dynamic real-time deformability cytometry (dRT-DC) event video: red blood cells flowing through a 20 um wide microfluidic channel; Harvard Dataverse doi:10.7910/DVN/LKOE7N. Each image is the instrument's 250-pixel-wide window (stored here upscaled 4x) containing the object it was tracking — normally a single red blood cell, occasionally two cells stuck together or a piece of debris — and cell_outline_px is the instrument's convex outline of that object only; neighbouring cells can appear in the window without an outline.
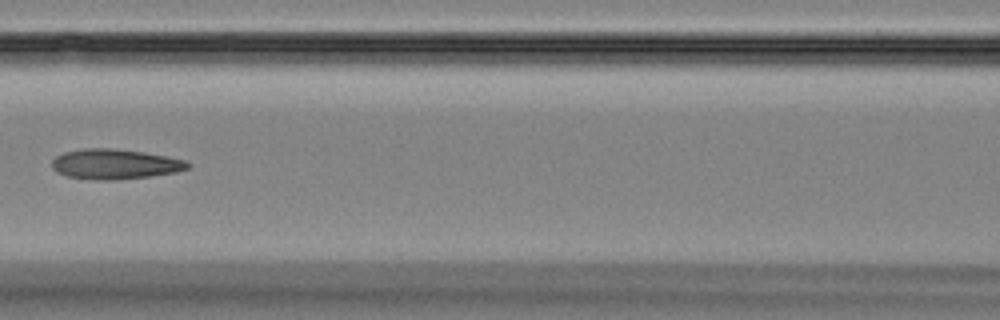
{"species": "Egyptian fruit bat (a non-hibernating species)", "species_latin": "Rousettus aegyptiacus", "temperature_condition": "room temperature", "stored_images_in_passage": 8, "camera_frame_rate_fps": 3000, "um_per_image_px": 0.085, "animal": {"sex": "female"}, "frame": {"image": 1, "passage_image": 6, "time_ms": 6.0, "image_size_px": [1000, 320], "cell_outline_px": [[192, 164], [188, 168], [176, 172], [148, 176], [116, 180], [96, 180], [68, 176], [56, 172], [52, 168], [52, 160], [56, 156], [64, 152], [84, 148], [112, 148], [144, 152], [168, 156], [188, 160]], "centroid_in_image_um": [9.79, 13.94], "position_along_channel_um": 156.8, "area_um2": 23.93}}
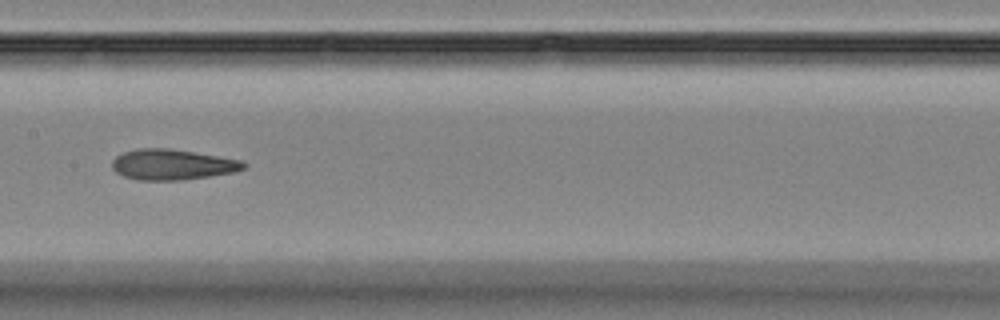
{"frame": {"image": 2, "passage_image": 7, "time_ms": 7.0, "image_size_px": [1000, 320], "cell_outline_px": [[248, 164], [244, 168], [232, 172], [208, 176], [180, 180], [136, 180], [124, 176], [116, 172], [112, 168], [112, 160], [116, 156], [124, 152], [136, 148], [168, 148], [240, 160]], "centroid_in_image_um": [14.59, 13.98], "position_along_channel_um": 192.8, "area_um2": 23.18}}
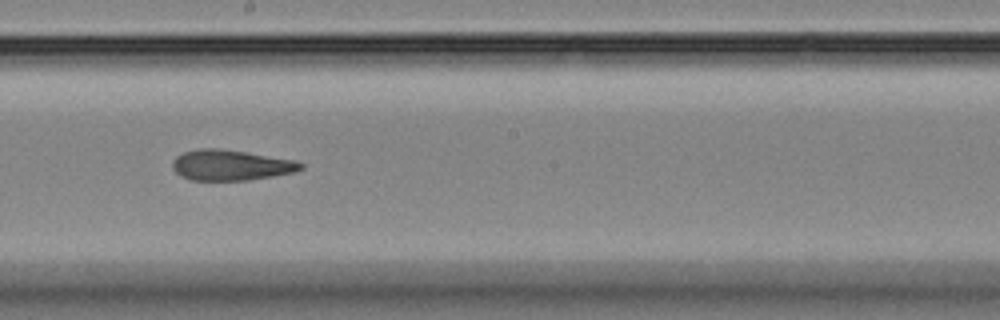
{"frame": {"image": 3, "passage_image": 8, "time_ms": 8.0, "image_size_px": [1000, 320], "cell_outline_px": [[304, 168], [292, 172], [272, 176], [248, 180], [192, 180], [180, 176], [172, 168], [172, 160], [176, 156], [184, 152], [200, 148], [220, 148], [296, 160], [304, 164]], "centroid_in_image_um": [19.6, 14.03], "position_along_channel_um": 228.6, "area_um2": 22.83}}